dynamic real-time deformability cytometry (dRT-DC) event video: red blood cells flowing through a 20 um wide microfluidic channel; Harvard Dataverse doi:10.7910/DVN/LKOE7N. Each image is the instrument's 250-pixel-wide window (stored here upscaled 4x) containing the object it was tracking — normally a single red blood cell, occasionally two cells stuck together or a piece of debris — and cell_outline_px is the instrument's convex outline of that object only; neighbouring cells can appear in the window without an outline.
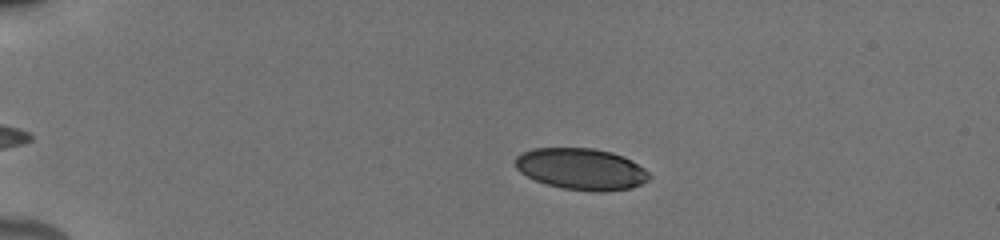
{"species": "human", "species_latin": "Homo sapiens", "temperature_condition": "cold", "stored_images_in_passage": 55, "camera_frame_rate_fps": 3000, "um_per_image_px": 0.085, "donor": {"sex": "male"}, "frame": {"image": 1, "passage_image": 15, "time_ms": 4.333, "image_size_px": [1000, 240], "cell_outline_px": [[652, 176], [648, 180], [632, 188], [604, 192], [596, 192], [564, 188], [548, 184], [536, 180], [520, 172], [516, 168], [516, 156], [520, 152], [532, 148], [592, 148], [612, 152], [624, 156], [632, 160], [644, 168]], "centroid_in_image_um": [49.43, 14.36], "position_along_channel_um": 35.6, "area_um2": 32.48}}
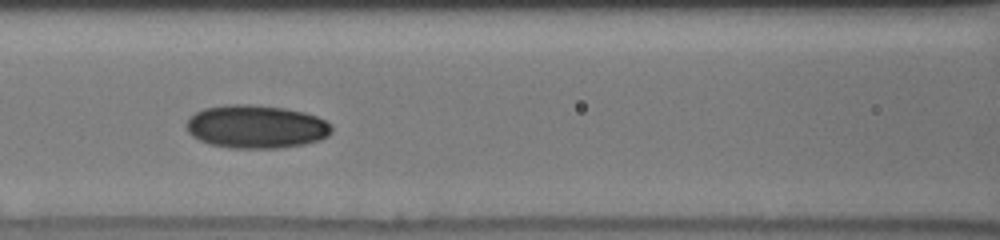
{"frame": {"image": 2, "passage_image": 24, "time_ms": 9.0, "image_size_px": [1000, 240], "cell_outline_px": [[332, 132], [328, 136], [320, 140], [304, 144], [280, 148], [232, 148], [212, 144], [200, 140], [192, 136], [188, 132], [188, 120], [196, 112], [204, 108], [228, 104], [248, 104], [284, 108], [304, 112], [316, 116], [332, 124]], "centroid_in_image_um": [21.81, 10.77], "position_along_channel_um": 144.8, "area_um2": 36.47}}
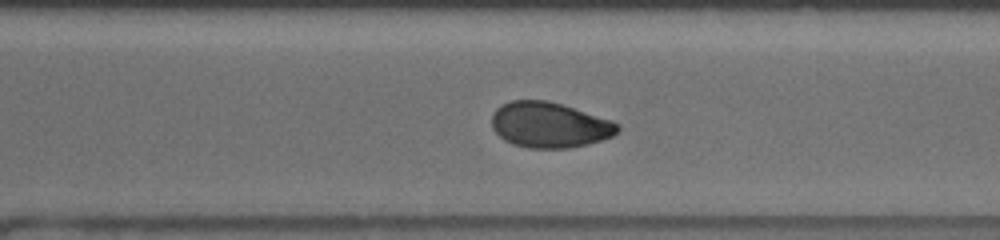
{"frame": {"image": 3, "passage_image": 43, "time_ms": 13.667, "image_size_px": [1000, 240], "cell_outline_px": [[620, 128], [612, 136], [588, 144], [568, 148], [528, 148], [512, 144], [504, 140], [492, 128], [492, 116], [496, 108], [512, 100], [548, 100], [612, 120], [620, 124]], "centroid_in_image_um": [46.7, 10.62], "position_along_channel_um": 323.9, "area_um2": 33.29}, "authors_computed_cell_mechanics": {"area_um2": 33.3506, "velocity_mm_per_s": 3.8458, "shape_relaxation_time_tau1_ms": 5.758, "shape_relaxation_time_tau2_ms": 4.0969, "deformation_change_tau1": 0.126, "deformation_change_tau2": 0.0686}}